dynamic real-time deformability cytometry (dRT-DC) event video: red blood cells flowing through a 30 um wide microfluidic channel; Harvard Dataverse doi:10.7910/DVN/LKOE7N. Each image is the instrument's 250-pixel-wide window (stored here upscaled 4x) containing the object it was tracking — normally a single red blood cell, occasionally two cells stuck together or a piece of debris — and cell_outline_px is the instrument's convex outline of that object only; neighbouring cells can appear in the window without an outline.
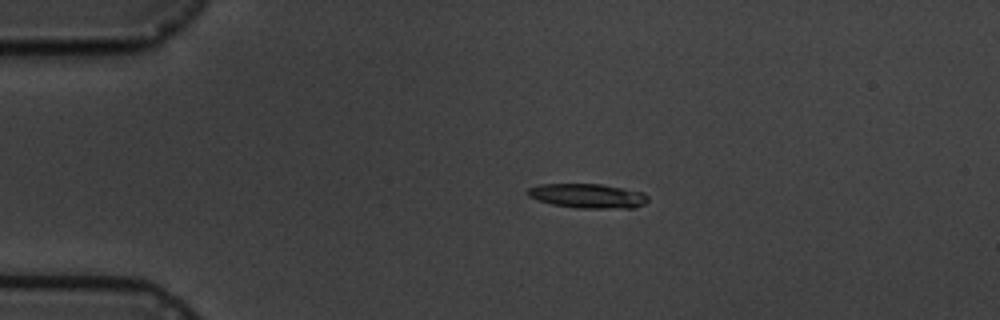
{"species": "common noctule bat (a hibernating species)", "species_latin": "Nyctalus noctula", "temperature_condition": "cold", "stored_images_in_passage": 7, "camera_frame_rate_fps": 3000, "um_per_image_px": 0.085, "animal": {"sex": "male", "body_mass_g": 19.5, "forearm_length_mm": 54.6}, "frame": {"image": 1, "passage_image": 4, "time_ms": 3.333, "image_size_px": [1000, 320], "cell_outline_px": [[648, 200], [644, 204], [636, 208], [576, 208], [552, 204], [528, 196], [524, 192], [528, 188], [540, 184], [600, 184], [624, 188], [644, 192], [648, 196]], "centroid_in_image_um": [49.97, 16.65], "position_along_channel_um": 35.0, "area_um2": 17.22}}